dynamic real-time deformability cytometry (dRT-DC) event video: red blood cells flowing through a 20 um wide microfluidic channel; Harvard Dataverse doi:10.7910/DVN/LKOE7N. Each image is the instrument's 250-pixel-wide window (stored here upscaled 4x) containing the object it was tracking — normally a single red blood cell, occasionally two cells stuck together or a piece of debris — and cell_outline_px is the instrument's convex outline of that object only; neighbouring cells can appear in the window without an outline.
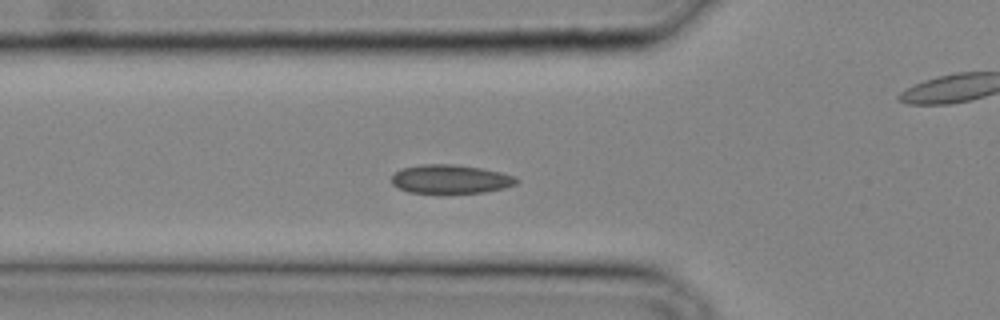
{"species": "common noctule bat (a hibernating species)", "species_latin": "Nyctalus noctula", "temperature_condition": "cold", "stored_images_in_passage": 30, "camera_frame_rate_fps": 3000, "um_per_image_px": 0.085, "animal": {"sex": "male", "body_mass_g": 20.4}, "frame": {"image": 1, "passage_image": 9, "time_ms": 2.667, "image_size_px": [1000, 320], "cell_outline_px": [[520, 180], [516, 184], [504, 188], [484, 192], [408, 192], [392, 184], [392, 176], [400, 168], [420, 164], [456, 164], [480, 168], [500, 172], [516, 176]], "centroid_in_image_um": [38.31, 15.2], "position_along_channel_um": 87.5, "area_um2": 20.81}}